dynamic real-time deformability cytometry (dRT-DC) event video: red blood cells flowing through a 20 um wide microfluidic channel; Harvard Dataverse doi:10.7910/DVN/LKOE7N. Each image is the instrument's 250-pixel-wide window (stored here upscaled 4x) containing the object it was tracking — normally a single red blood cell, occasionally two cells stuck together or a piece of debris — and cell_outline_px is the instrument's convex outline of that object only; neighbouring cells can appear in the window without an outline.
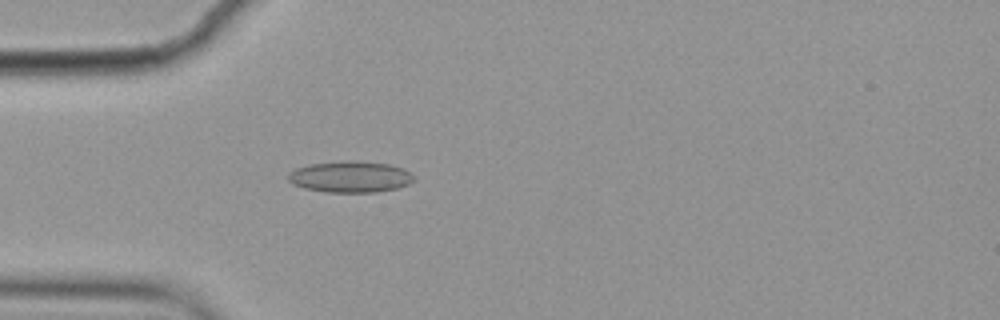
{"species": "common noctule bat (a hibernating species)", "species_latin": "Nyctalus noctula", "temperature_condition": "cold", "stored_images_in_passage": 3, "camera_frame_rate_fps": 3000, "um_per_image_px": 0.085, "animal": {"sex": "female", "body_mass_g": 19.9}, "frame": {"image": 1, "passage_image": 3, "time_ms": 0.667, "image_size_px": [1000, 320], "cell_outline_px": [[416, 180], [408, 184], [396, 188], [376, 192], [328, 192], [304, 188], [292, 184], [288, 180], [288, 172], [296, 168], [312, 164], [356, 160], [388, 164], [404, 168], [416, 176]], "centroid_in_image_um": [29.81, 15.03], "position_along_channel_um": 55.2, "area_um2": 22.95}}